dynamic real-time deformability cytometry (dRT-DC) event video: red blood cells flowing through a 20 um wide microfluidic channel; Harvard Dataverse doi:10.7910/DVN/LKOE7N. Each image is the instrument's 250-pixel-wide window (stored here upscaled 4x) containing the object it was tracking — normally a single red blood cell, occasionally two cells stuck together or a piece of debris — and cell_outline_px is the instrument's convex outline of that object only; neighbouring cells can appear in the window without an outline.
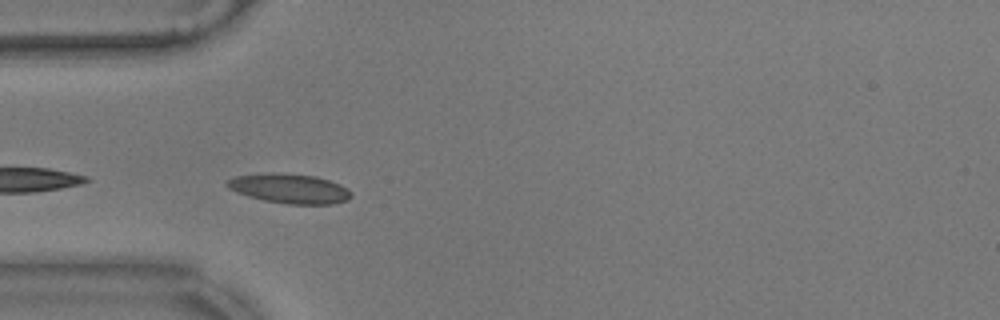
{"species": "common noctule bat (a hibernating species)", "species_latin": "Nyctalus noctula", "temperature_condition": "warm", "stored_images_in_passage": 7, "camera_frame_rate_fps": 3000, "um_per_image_px": 0.085, "animal": {"sex": "male", "body_mass_g": 17.9}, "frame": {"image": 1, "passage_image": 2, "time_ms": 0.333, "image_size_px": [1000, 320], "cell_outline_px": [[352, 196], [348, 200], [332, 204], [288, 204], [264, 200], [248, 196], [228, 188], [224, 184], [224, 180], [236, 176], [272, 172], [316, 176], [340, 184], [348, 188], [352, 192]], "centroid_in_image_um": [24.61, 16.02], "position_along_channel_um": 60.4, "area_um2": 21.5}}